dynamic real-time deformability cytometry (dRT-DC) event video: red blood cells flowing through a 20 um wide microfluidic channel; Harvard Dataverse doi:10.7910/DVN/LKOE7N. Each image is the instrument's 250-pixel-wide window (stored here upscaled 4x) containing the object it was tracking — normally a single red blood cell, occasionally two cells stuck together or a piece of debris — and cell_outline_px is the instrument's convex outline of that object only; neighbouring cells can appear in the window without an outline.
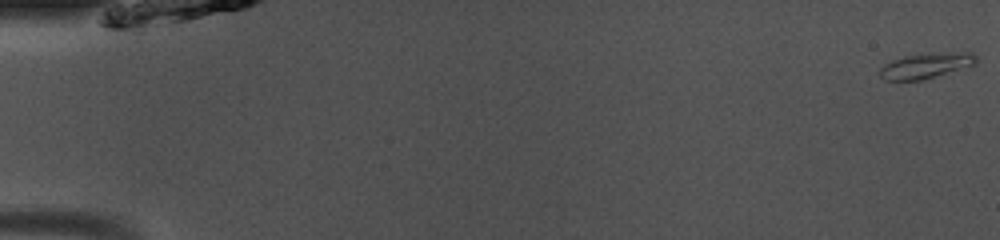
{"species": "common noctule bat (a hibernating species)", "species_latin": "Nyctalus noctula", "temperature_condition": "room temperature", "stored_images_in_passage": 50, "camera_frame_rate_fps": 3000, "um_per_image_px": 0.085, "animal": {"sex": "male", "body_mass_g": 13.0, "forearm_length_mm": 53.1}, "frame": {"image": 1, "passage_image": 1, "time_ms": 0.0, "image_size_px": [1000, 240], "cell_outline_px": [[976, 64], [920, 80], [884, 80], [880, 76], [880, 68], [884, 64], [892, 60], [904, 56], [924, 52], [972, 52], [976, 56]], "centroid_in_image_um": [78.69, 5.55], "position_along_channel_um": 6.3, "area_um2": 14.28}}
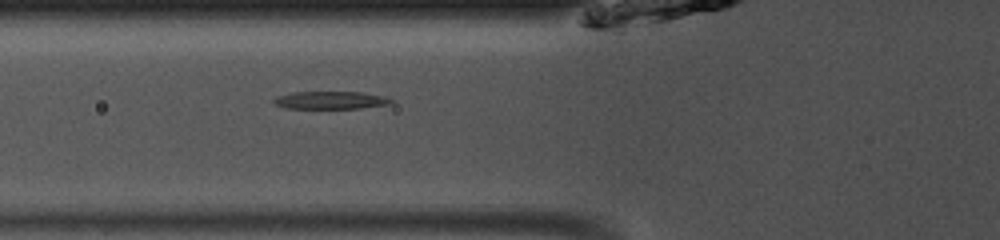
{"frame": {"image": 2, "passage_image": 19, "time_ms": 6.0, "image_size_px": [1000, 240], "cell_outline_px": [[396, 100], [392, 104], [360, 108], [288, 108], [276, 104], [272, 100], [276, 96], [292, 92], [364, 92], [384, 96]], "centroid_in_image_um": [28.17, 8.51], "position_along_channel_um": 97.6, "area_um2": 12.14}}
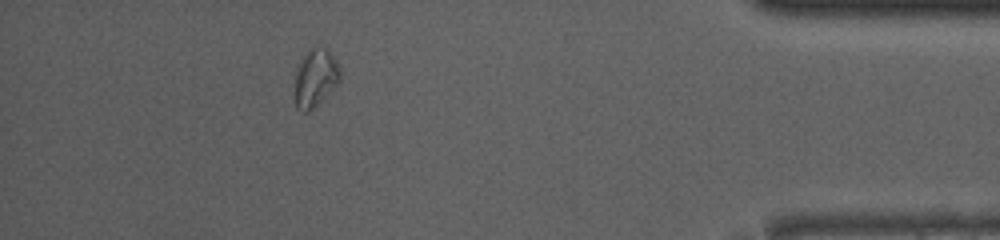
{"frame": {"image": 3, "passage_image": 45, "time_ms": 14.667, "image_size_px": [1000, 240], "cell_outline_px": [[340, 80], [308, 112], [304, 112], [296, 108], [292, 96], [296, 72], [300, 60], [312, 48], [328, 48], [340, 64]], "centroid_in_image_um": [26.77, 6.63], "position_along_channel_um": 408.4, "area_um2": 15.32}, "authors_computed_cell_mechanics": {"area_um2": 12.9472, "velocity_mm_per_s": 4.0783, "shape_relaxation_time_tau1_ms": null, "shape_relaxation_time_tau2_ms": 3.5634, "deformation_change_tau1": null, "deformation_change_tau2": 0.0803}}